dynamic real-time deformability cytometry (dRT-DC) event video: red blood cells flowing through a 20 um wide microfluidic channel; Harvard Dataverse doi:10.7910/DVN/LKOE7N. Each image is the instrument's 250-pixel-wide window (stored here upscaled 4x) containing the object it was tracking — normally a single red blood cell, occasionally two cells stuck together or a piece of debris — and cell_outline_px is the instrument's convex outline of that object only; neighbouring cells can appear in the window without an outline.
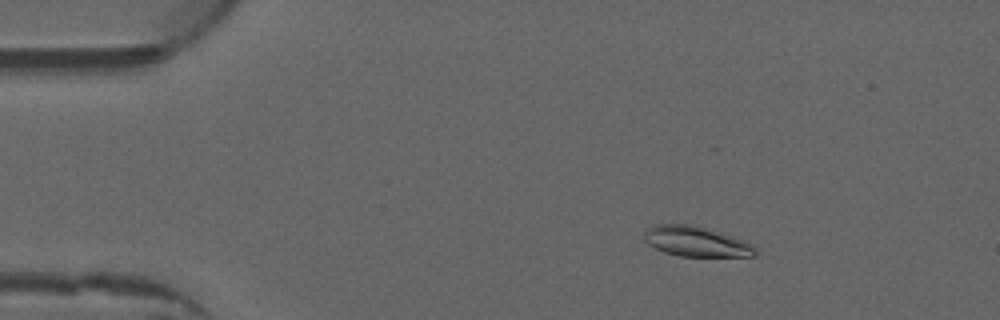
{"species": "common noctule bat (a hibernating species)", "species_latin": "Nyctalus noctula", "temperature_condition": "warm", "stored_images_in_passage": 53, "camera_frame_rate_fps": 3000, "um_per_image_px": 0.085, "animal": {"sex": "male", "forearm_length_mm": 52.5}, "frame": {"image": 1, "passage_image": 9, "time_ms": 2.667, "image_size_px": [1000, 320], "cell_outline_px": [[756, 256], [680, 256], [664, 252], [648, 244], [644, 240], [644, 228], [656, 224], [692, 224], [748, 240], [756, 248]], "centroid_in_image_um": [59.18, 20.51], "position_along_channel_um": 25.8, "area_um2": 19.77}}
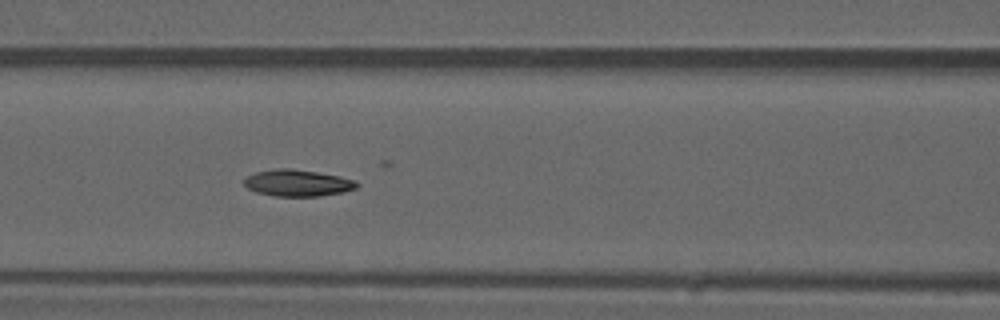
{"frame": {"image": 2, "passage_image": 23, "time_ms": 7.333, "image_size_px": [1000, 320], "cell_outline_px": [[360, 184], [356, 188], [344, 192], [320, 196], [276, 196], [256, 192], [248, 188], [244, 184], [244, 180], [248, 176], [256, 172], [276, 168], [288, 168], [316, 172], [340, 176], [356, 180]], "centroid_in_image_um": [25.33, 15.55], "position_along_channel_um": 141.3, "area_um2": 17.46}}
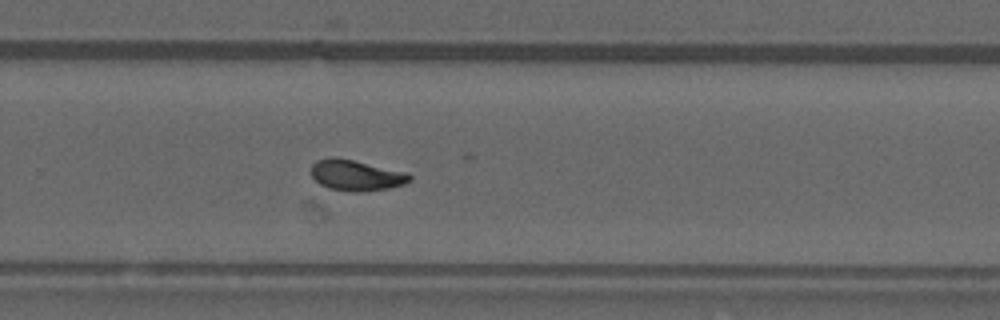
{"frame": {"image": 3, "passage_image": 35, "time_ms": 11.333, "image_size_px": [1000, 320], "cell_outline_px": [[412, 180], [404, 184], [388, 188], [364, 192], [352, 192], [328, 188], [320, 184], [312, 176], [312, 164], [316, 160], [332, 156], [352, 160], [408, 172], [412, 176]], "centroid_in_image_um": [30.29, 14.9], "position_along_channel_um": 299.5, "area_um2": 17.74}, "authors_computed_cell_mechanics": {"area_um2": 17.34, "velocity_mm_per_s": 3.9719, "shape_relaxation_time_tau1_ms": 6.0864, "shape_relaxation_time_tau2_ms": 3.7746, "deformation_change_tau1": 0.1879, "deformation_change_tau2": 0.0917}}